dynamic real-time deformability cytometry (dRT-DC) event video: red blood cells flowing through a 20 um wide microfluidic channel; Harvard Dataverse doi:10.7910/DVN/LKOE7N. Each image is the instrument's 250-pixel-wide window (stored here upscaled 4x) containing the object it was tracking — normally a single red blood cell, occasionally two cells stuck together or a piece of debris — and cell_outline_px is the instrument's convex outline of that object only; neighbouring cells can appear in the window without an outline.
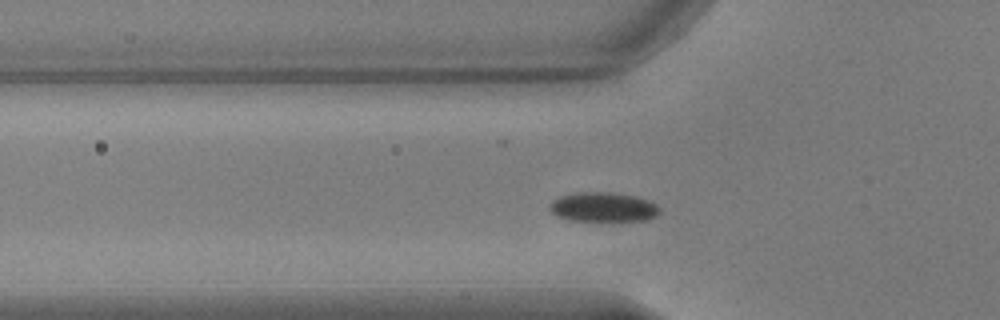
{"species": "common noctule bat (a hibernating species)", "species_latin": "Nyctalus noctula", "temperature_condition": "warm", "stored_images_in_passage": 47, "camera_frame_rate_fps": 3000, "um_per_image_px": 0.085, "animal": {"sex": "male", "body_mass_g": 17.9, "forearm_length_mm": 54.2}, "frame": {"image": 1, "passage_image": 11, "time_ms": 3.333, "image_size_px": [1000, 320], "cell_outline_px": [[660, 212], [656, 216], [648, 220], [568, 220], [556, 216], [548, 208], [548, 204], [552, 200], [560, 196], [580, 192], [604, 192], [636, 196], [648, 200], [656, 204], [660, 208]], "centroid_in_image_um": [51.25, 17.6], "position_along_channel_um": 74.5, "area_um2": 18.84}}
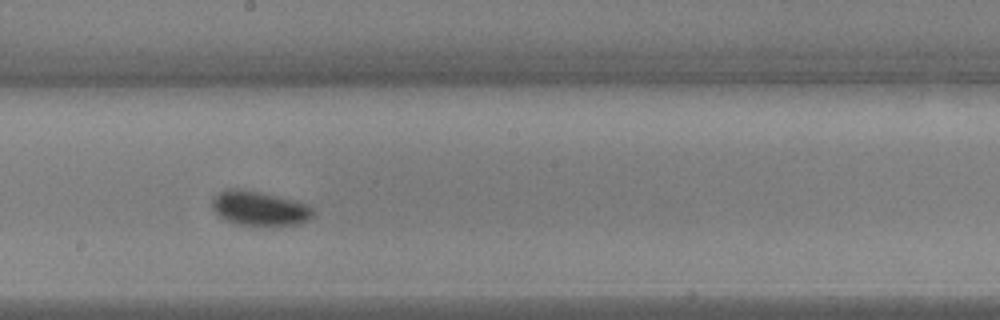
{"frame": {"image": 2, "passage_image": 23, "time_ms": 7.333, "image_size_px": [1000, 320], "cell_outline_px": [[312, 216], [308, 220], [300, 224], [236, 224], [224, 220], [212, 208], [212, 196], [224, 188], [240, 188], [260, 192], [292, 200], [304, 204], [312, 208]], "centroid_in_image_um": [21.96, 17.68], "position_along_channel_um": 226.2, "area_um2": 19.94}}
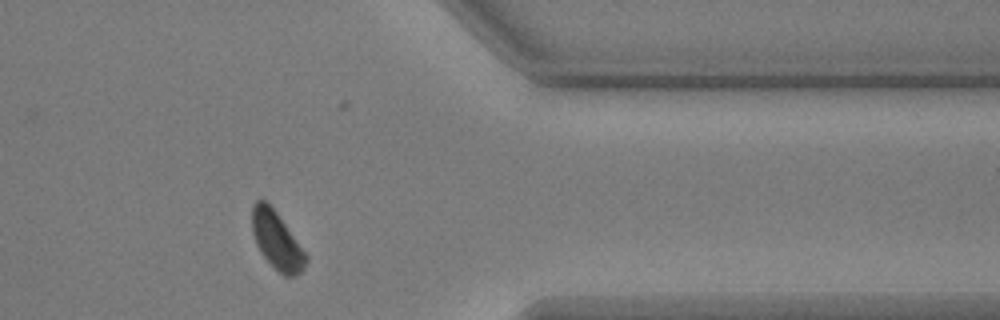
{"frame": {"image": 3, "passage_image": 37, "time_ms": 12.0, "image_size_px": [1000, 320], "cell_outline_px": [[308, 260], [304, 268], [296, 276], [284, 276], [260, 252], [256, 244], [252, 232], [252, 204], [256, 200], [264, 200], [276, 212], [308, 256]], "centroid_in_image_um": [23.52, 20.44], "position_along_channel_um": 387.9, "area_um2": 17.74}, "authors_computed_cell_mechanics": {"area_um2": 18.6116, "velocity_mm_per_s": 3.7813, "shape_relaxation_time_tau1_ms": 3.488, "shape_relaxation_time_tau2_ms": null, "deformation_change_tau1": 0.1103, "deformation_change_tau2": null}}